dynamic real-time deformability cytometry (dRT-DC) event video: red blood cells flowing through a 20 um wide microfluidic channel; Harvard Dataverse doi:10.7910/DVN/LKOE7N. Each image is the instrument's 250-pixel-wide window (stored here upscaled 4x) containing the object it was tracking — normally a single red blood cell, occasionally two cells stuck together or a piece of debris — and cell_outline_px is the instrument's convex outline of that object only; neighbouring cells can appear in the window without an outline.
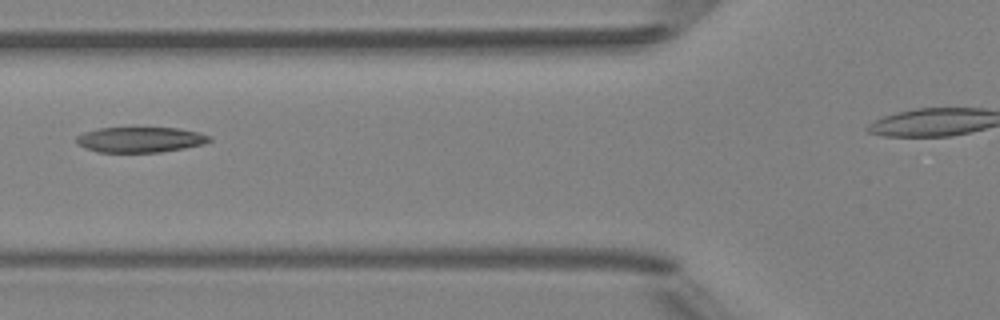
{"species": "Egyptian fruit bat (a non-hibernating species)", "species_latin": "Rousettus aegyptiacus", "temperature_condition": "room temperature", "stored_images_in_passage": 7, "camera_frame_rate_fps": 3000, "um_per_image_px": 0.085, "animal": {"sex": "female"}, "frame": {"image": 1, "passage_image": 5, "time_ms": 4.667, "image_size_px": [1000, 320], "cell_outline_px": [[212, 140], [204, 144], [184, 148], [160, 152], [96, 152], [84, 148], [76, 144], [76, 136], [84, 132], [96, 128], [180, 128], [200, 132], [212, 136]], "centroid_in_image_um": [11.92, 11.87], "position_along_channel_um": 113.9, "area_um2": 19.94}}
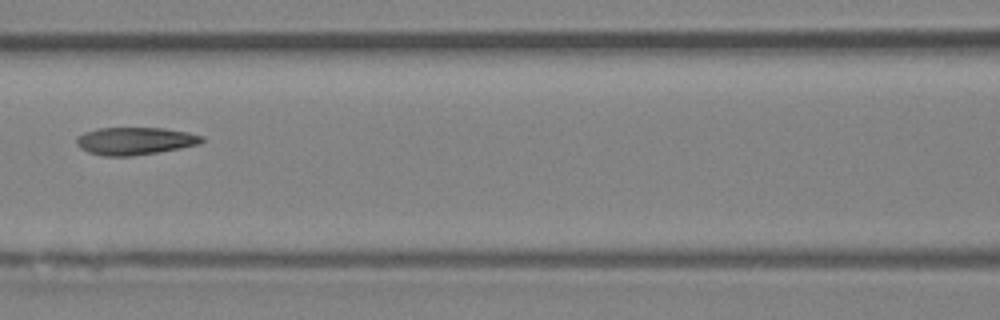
{"frame": {"image": 2, "passage_image": 6, "time_ms": 5.667, "image_size_px": [1000, 320], "cell_outline_px": [[204, 140], [200, 144], [180, 148], [132, 156], [104, 156], [88, 152], [80, 148], [76, 144], [76, 136], [84, 132], [100, 128], [164, 128], [188, 132], [204, 136]], "centroid_in_image_um": [11.46, 11.98], "position_along_channel_um": 155.1, "area_um2": 20.17}}